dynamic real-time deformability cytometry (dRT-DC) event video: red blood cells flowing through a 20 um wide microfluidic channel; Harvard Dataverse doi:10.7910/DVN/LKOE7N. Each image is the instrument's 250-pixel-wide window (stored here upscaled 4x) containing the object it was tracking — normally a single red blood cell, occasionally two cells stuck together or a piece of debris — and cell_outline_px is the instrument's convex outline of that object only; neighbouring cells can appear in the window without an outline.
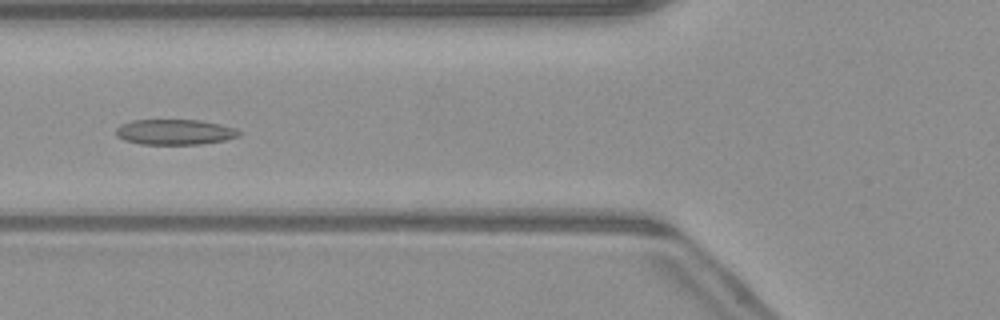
{"species": "common noctule bat (a hibernating species)", "species_latin": "Nyctalus noctula", "temperature_condition": "warm", "stored_images_in_passage": 39, "camera_frame_rate_fps": 3000, "um_per_image_px": 0.085, "animal": {"sex": "male", "body_mass_g": 23.1, "forearm_length_mm": 52.7}, "frame": {"image": 1, "passage_image": 14, "time_ms": 4.333, "image_size_px": [1000, 320], "cell_outline_px": [[240, 136], [224, 140], [200, 144], [140, 144], [124, 140], [116, 136], [116, 128], [120, 124], [132, 120], [200, 120], [220, 124], [236, 128], [240, 132]], "centroid_in_image_um": [14.84, 11.22], "position_along_channel_um": 111.0, "area_um2": 18.26}}
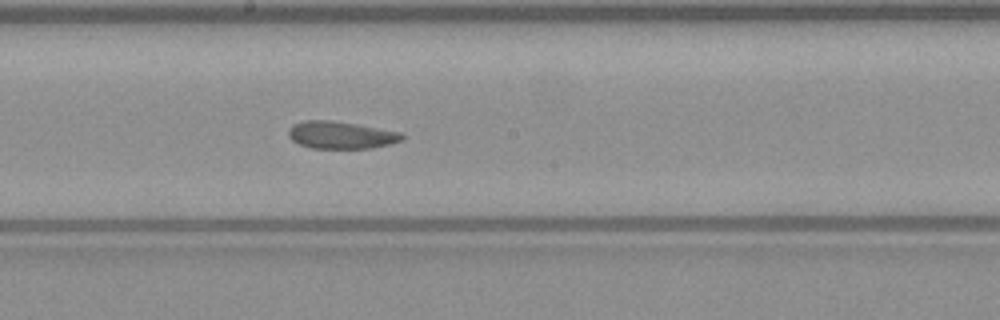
{"frame": {"image": 2, "passage_image": 22, "time_ms": 7.0, "image_size_px": [1000, 320], "cell_outline_px": [[404, 140], [372, 148], [312, 148], [300, 144], [292, 140], [288, 136], [288, 128], [292, 124], [304, 120], [332, 120], [356, 124], [400, 132], [404, 136]], "centroid_in_image_um": [28.95, 11.47], "position_along_channel_um": 219.3, "area_um2": 18.09}}
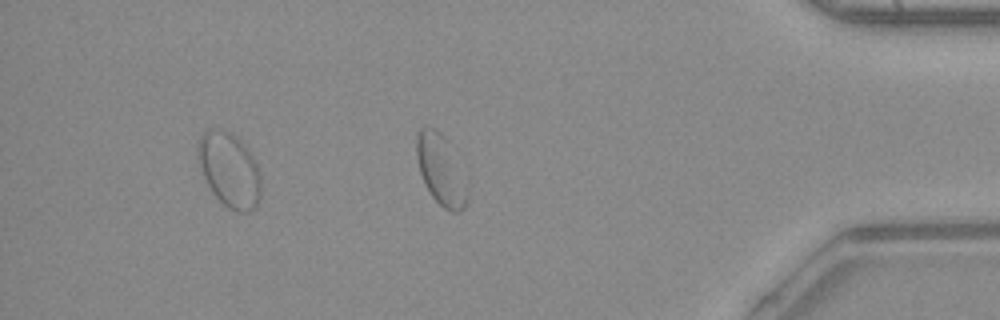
{"frame": {"image": 3, "passage_image": 38, "time_ms": 12.333, "image_size_px": [1000, 320], "cell_outline_px": [[260, 196], [256, 208], [248, 212], [236, 212], [228, 208], [212, 192], [200, 172], [196, 156], [196, 148], [200, 136], [208, 128], [224, 128], [232, 132], [248, 148], [260, 172]], "centroid_in_image_um": [19.46, 14.4], "position_along_channel_um": 415.7, "area_um2": 28.03}, "authors_computed_cell_mechanics": {"area_um2": 18.6694, "velocity_mm_per_s": 4.05, "shape_relaxation_time_tau1_ms": 6.5828, "shape_relaxation_time_tau2_ms": 2.387, "deformation_change_tau1": 0.1341, "deformation_change_tau2": 0.0906}}